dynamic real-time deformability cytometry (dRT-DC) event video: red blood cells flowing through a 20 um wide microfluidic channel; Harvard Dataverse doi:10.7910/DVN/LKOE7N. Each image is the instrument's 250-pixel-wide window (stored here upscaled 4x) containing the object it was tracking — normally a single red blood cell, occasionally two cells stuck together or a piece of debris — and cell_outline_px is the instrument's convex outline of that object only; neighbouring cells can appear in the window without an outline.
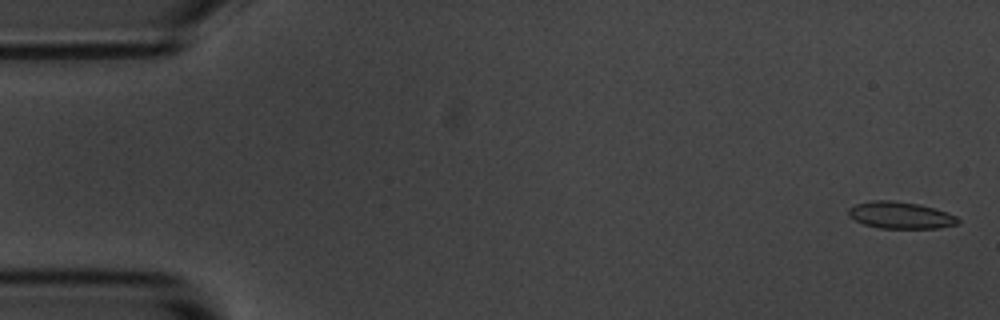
{"species": "common noctule bat (a hibernating species)", "species_latin": "Nyctalus noctula", "temperature_condition": "room temperature", "stored_images_in_passage": 6, "camera_frame_rate_fps": 3000, "um_per_image_px": 0.085, "animal": {"sex": "male", "body_mass_g": 20.1, "forearm_length_mm": 53.5}, "frame": {"image": 1, "passage_image": 1, "time_ms": 0.0, "image_size_px": [1000, 320], "cell_outline_px": [[960, 224], [936, 228], [880, 228], [864, 224], [848, 216], [848, 208], [856, 204], [872, 200], [892, 200], [920, 204], [956, 216], [960, 220]], "centroid_in_image_um": [76.52, 18.29], "position_along_channel_um": 8.5, "area_um2": 17.05}}
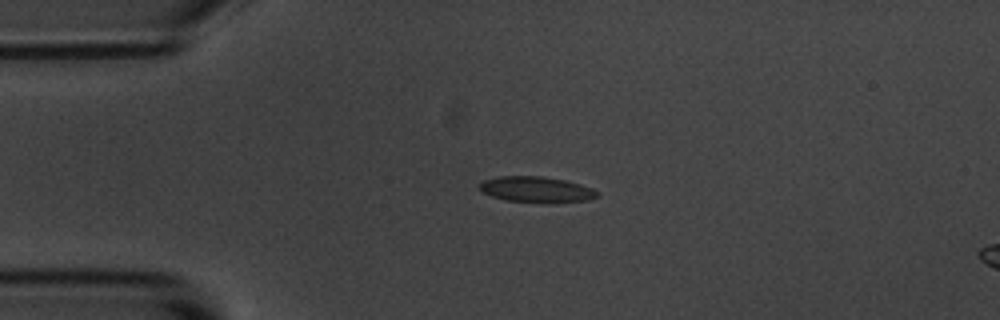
{"frame": {"image": 2, "passage_image": 4, "time_ms": 3.667, "image_size_px": [1000, 320], "cell_outline_px": [[600, 196], [588, 200], [548, 204], [504, 200], [492, 196], [484, 192], [480, 188], [480, 184], [484, 180], [500, 176], [544, 176], [564, 180], [580, 184], [592, 188], [600, 192]], "centroid_in_image_um": [45.66, 16.13], "position_along_channel_um": 39.3, "area_um2": 17.98}}